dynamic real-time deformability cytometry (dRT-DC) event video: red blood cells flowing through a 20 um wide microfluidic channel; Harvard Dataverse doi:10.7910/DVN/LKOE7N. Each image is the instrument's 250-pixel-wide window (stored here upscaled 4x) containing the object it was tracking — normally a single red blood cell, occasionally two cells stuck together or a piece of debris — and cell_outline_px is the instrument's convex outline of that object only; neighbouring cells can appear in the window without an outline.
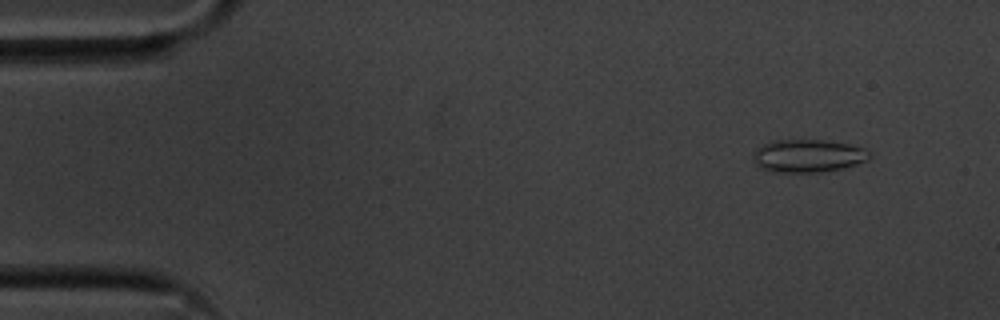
{"species": "common noctule bat (a hibernating species)", "species_latin": "Nyctalus noctula", "temperature_condition": "cold", "stored_images_in_passage": 55, "camera_frame_rate_fps": 3000, "um_per_image_px": 0.085, "animal": {"sex": "male", "body_mass_g": 20.1, "forearm_length_mm": 53.5}, "frame": {"image": 1, "passage_image": 5, "time_ms": 1.333, "image_size_px": [1000, 320], "cell_outline_px": [[872, 156], [868, 160], [844, 168], [820, 172], [772, 172], [760, 168], [752, 160], [752, 152], [756, 148], [772, 140], [828, 140], [848, 144], [864, 148], [872, 152]], "centroid_in_image_um": [68.67, 13.24], "position_along_channel_um": 16.3, "area_um2": 22.66}}
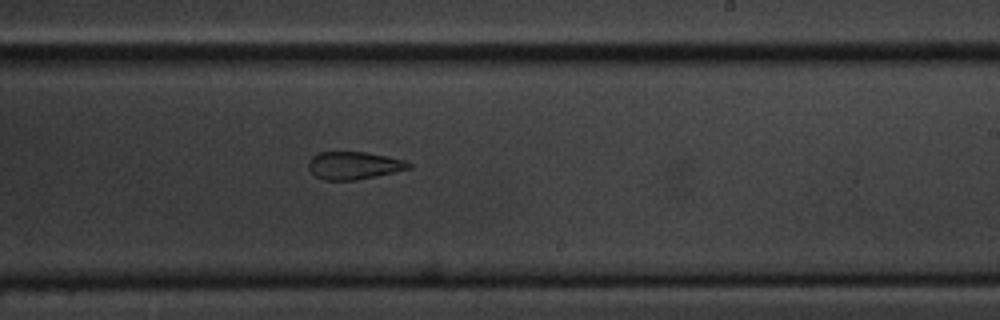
{"frame": {"image": 2, "passage_image": 33, "time_ms": 10.667, "image_size_px": [1000, 320], "cell_outline_px": [[412, 168], [376, 176], [356, 180], [324, 180], [316, 176], [308, 168], [308, 160], [312, 156], [320, 152], [364, 152], [388, 156], [404, 160], [412, 164]], "centroid_in_image_um": [30.08, 14.06], "position_along_channel_um": 258.9, "area_um2": 16.18}}
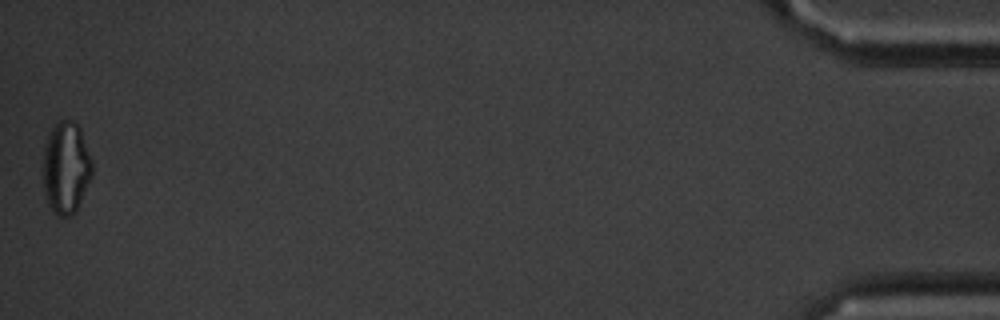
{"frame": {"image": 3, "passage_image": 55, "time_ms": 18.0, "image_size_px": [1000, 320], "cell_outline_px": [[92, 176], [76, 212], [68, 216], [60, 216], [52, 212], [48, 204], [44, 192], [44, 144], [52, 128], [60, 120], [72, 120], [80, 128], [92, 160]], "centroid_in_image_um": [5.62, 14.28], "position_along_channel_um": 429.6, "area_um2": 26.3}, "authors_computed_cell_mechanics": {"area_um2": 19.2474, "velocity_mm_per_s": 3.6084, "shape_relaxation_time_tau1_ms": null, "shape_relaxation_time_tau2_ms": 2.1558, "deformation_change_tau1": null, "deformation_change_tau2": 0.0889}}